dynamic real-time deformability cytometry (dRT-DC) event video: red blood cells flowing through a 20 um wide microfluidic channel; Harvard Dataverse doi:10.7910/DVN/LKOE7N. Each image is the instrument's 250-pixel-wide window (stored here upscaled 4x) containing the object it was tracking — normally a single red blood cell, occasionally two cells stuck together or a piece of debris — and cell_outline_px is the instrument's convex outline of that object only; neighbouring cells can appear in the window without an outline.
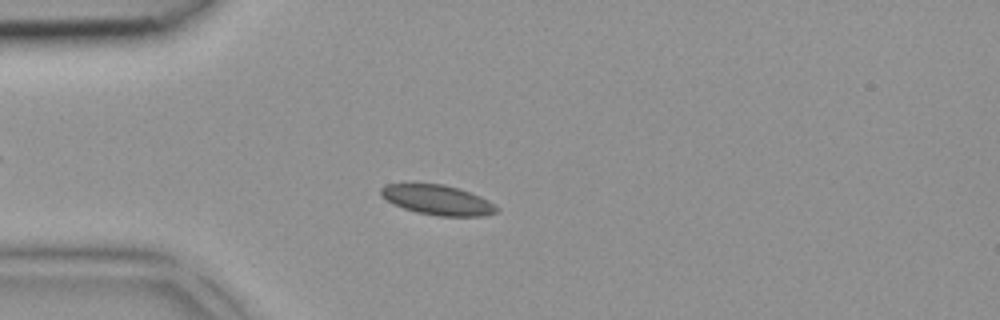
{"species": "common noctule bat (a hibernating species)", "species_latin": "Nyctalus noctula", "temperature_condition": "room temperature", "stored_images_in_passage": 4, "camera_frame_rate_fps": 3000, "um_per_image_px": 0.085, "animal": {"sex": "female", "body_mass_g": 18.4}, "frame": {"image": 1, "passage_image": 3, "time_ms": 0.667, "image_size_px": [1000, 320], "cell_outline_px": [[500, 212], [484, 216], [436, 216], [416, 212], [392, 204], [380, 196], [380, 188], [384, 184], [412, 180], [444, 184], [460, 188], [480, 196], [488, 200], [500, 208]], "centroid_in_image_um": [37.12, 16.94], "position_along_channel_um": 47.9, "area_um2": 21.33}}